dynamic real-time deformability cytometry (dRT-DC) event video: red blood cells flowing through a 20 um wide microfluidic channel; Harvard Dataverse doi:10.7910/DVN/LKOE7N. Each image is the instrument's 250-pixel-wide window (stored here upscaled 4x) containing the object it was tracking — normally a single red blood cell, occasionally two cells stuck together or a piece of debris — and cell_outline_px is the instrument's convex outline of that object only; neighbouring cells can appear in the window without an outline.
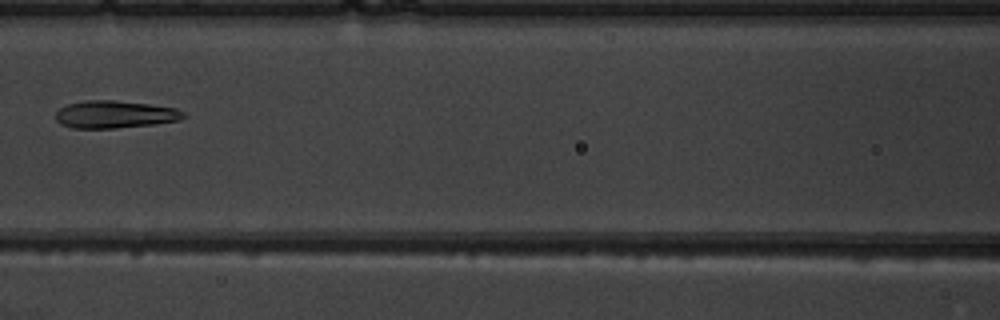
{"species": "common noctule bat (a hibernating species)", "species_latin": "Nyctalus noctula", "temperature_condition": "warm", "stored_images_in_passage": 6, "camera_frame_rate_fps": 3000, "um_per_image_px": 0.085, "animal": {"sex": "male", "body_mass_g": 19.5, "forearm_length_mm": 54.6}, "frame": {"image": 1, "passage_image": 5, "time_ms": 4.667, "image_size_px": [1000, 320], "cell_outline_px": [[184, 116], [180, 120], [152, 124], [116, 128], [72, 128], [60, 124], [56, 120], [56, 112], [60, 108], [68, 104], [84, 100], [112, 100], [148, 104], [176, 108], [184, 112]], "centroid_in_image_um": [9.73, 9.72], "position_along_channel_um": 156.9, "area_um2": 20.35}}
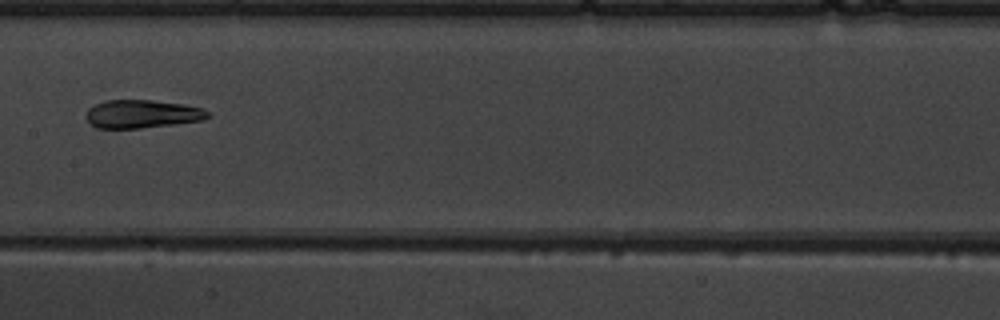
{"frame": {"image": 2, "passage_image": 6, "time_ms": 5.667, "image_size_px": [1000, 320], "cell_outline_px": [[212, 116], [204, 120], [140, 128], [96, 128], [88, 124], [84, 116], [88, 108], [96, 104], [108, 100], [152, 100], [184, 104], [204, 108]], "centroid_in_image_um": [12.06, 9.69], "position_along_channel_um": 195.3, "area_um2": 20.23}}